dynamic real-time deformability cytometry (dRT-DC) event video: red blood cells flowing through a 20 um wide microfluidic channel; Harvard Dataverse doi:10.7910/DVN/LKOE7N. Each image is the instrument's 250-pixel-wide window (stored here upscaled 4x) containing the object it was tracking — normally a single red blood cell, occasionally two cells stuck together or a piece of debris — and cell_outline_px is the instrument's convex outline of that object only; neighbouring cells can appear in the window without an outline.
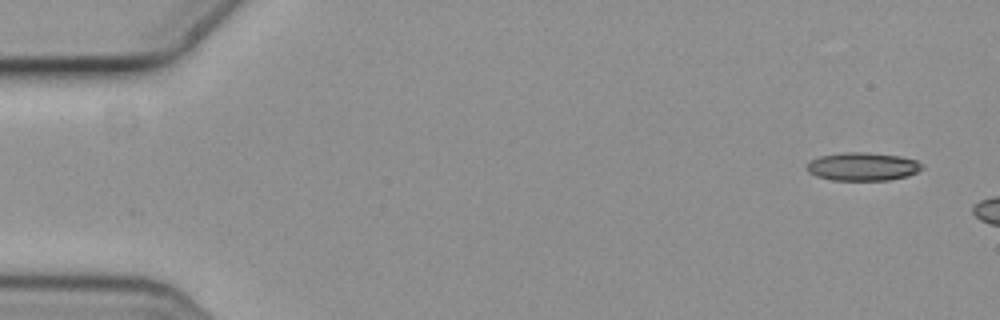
{"species": "common noctule bat (a hibernating species)", "species_latin": "Nyctalus noctula", "temperature_condition": "cold", "stored_images_in_passage": 1, "camera_frame_rate_fps": 3000, "um_per_image_px": 0.085, "animal": {"sex": "female", "body_mass_g": 19.3, "forearm_length_mm": 54.1}, "frame": {"image": 1, "passage_image": 1, "time_ms": 0.0, "image_size_px": [1000, 320], "cell_outline_px": [[924, 168], [908, 176], [888, 180], [832, 180], [816, 176], [808, 172], [808, 164], [812, 160], [820, 156], [844, 152], [868, 152], [900, 156], [916, 160], [924, 164]], "centroid_in_image_um": [73.37, 14.15], "position_along_channel_um": 11.6, "area_um2": 18.96}}